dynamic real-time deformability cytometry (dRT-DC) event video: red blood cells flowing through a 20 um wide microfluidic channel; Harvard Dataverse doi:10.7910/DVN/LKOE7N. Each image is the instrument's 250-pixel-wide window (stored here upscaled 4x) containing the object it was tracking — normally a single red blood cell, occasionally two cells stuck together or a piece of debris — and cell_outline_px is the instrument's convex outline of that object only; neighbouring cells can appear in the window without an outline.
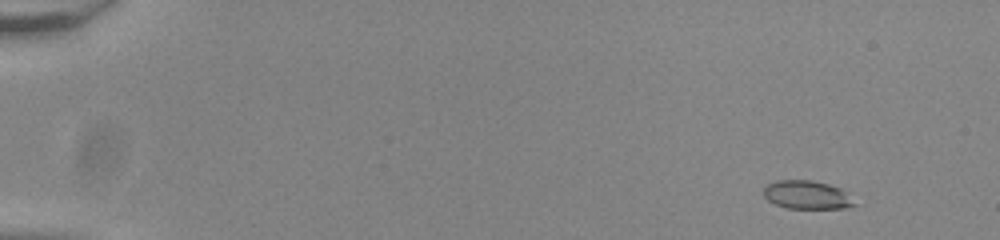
{"species": "common noctule bat (a hibernating species)", "species_latin": "Nyctalus noctula", "temperature_condition": "room temperature", "stored_images_in_passage": 55, "camera_frame_rate_fps": 3000, "um_per_image_px": 0.085, "animal": {"sex": "male", "body_mass_g": 20.0, "forearm_length_mm": 53.3}, "frame": {"image": 1, "passage_image": 5, "time_ms": 1.333, "image_size_px": [1000, 240], "cell_outline_px": [[856, 204], [848, 208], [788, 208], [776, 204], [768, 200], [764, 196], [764, 188], [768, 184], [776, 180], [812, 180], [828, 184], [840, 188], [848, 192]], "centroid_in_image_um": [68.62, 16.56], "position_along_channel_um": 16.4, "area_um2": 15.03}}
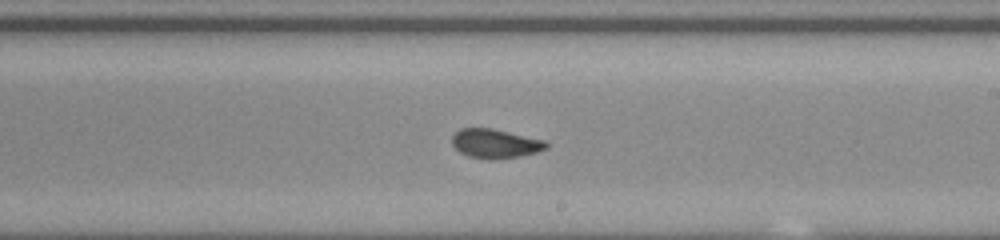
{"frame": {"image": 2, "passage_image": 34, "time_ms": 11.0, "image_size_px": [1000, 240], "cell_outline_px": [[548, 148], [536, 152], [520, 156], [492, 160], [488, 160], [468, 156], [460, 152], [452, 144], [452, 136], [460, 128], [492, 128], [544, 140], [548, 144]], "centroid_in_image_um": [42.08, 12.21], "position_along_channel_um": 246.9, "area_um2": 16.01}}
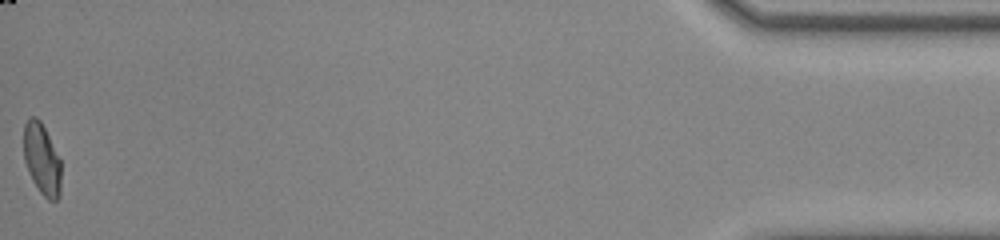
{"frame": {"image": 3, "passage_image": 55, "time_ms": 18.0, "image_size_px": [1000, 240], "cell_outline_px": [[60, 196], [56, 200], [48, 200], [40, 192], [32, 180], [28, 172], [24, 160], [24, 124], [32, 116], [36, 116], [40, 120], [60, 160]], "centroid_in_image_um": [3.54, 13.55], "position_along_channel_um": 431.7, "area_um2": 15.32}, "authors_computed_cell_mechanics": {"area_um2": 16.0106, "velocity_mm_per_s": 3.8585, "shape_relaxation_time_tau1_ms": 8.8991, "shape_relaxation_time_tau2_ms": 1.1864, "deformation_change_tau1": 0.1653, "deformation_change_tau2": 0.0563}}